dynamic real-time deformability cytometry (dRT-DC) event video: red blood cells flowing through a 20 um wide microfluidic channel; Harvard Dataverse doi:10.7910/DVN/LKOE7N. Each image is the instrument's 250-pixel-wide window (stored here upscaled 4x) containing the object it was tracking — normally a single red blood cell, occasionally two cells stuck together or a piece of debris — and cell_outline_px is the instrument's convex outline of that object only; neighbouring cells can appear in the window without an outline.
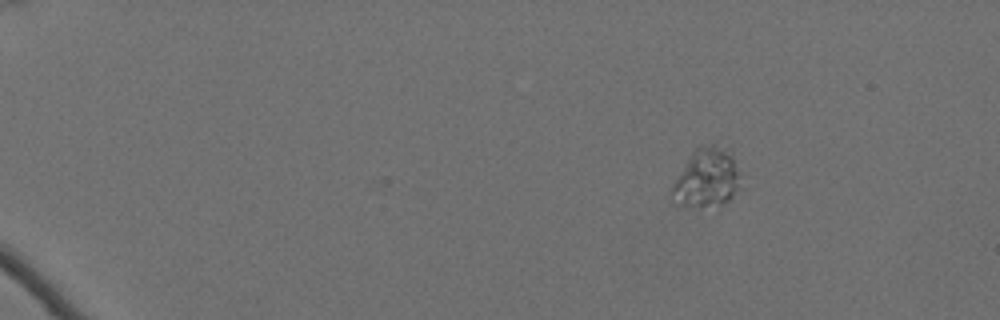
{"species": "Egyptian fruit bat (a non-hibernating species)", "species_latin": "Rousettus aegyptiacus", "temperature_condition": "cold", "stored_images_in_passage": 53, "camera_frame_rate_fps": 3000, "um_per_image_px": 0.085, "animal": {"sex": "female"}, "frame": {"image": 1, "passage_image": 1, "time_ms": 0.0, "image_size_px": [1000, 320], "cell_outline_px": [[740, 172], [736, 188], [732, 196], [724, 204], [676, 204], [672, 192], [672, 184], [692, 152], [696, 148], [712, 144], [732, 144]], "centroid_in_image_um": [60.14, 14.98], "position_along_channel_um": 24.9, "area_um2": 23.35}}
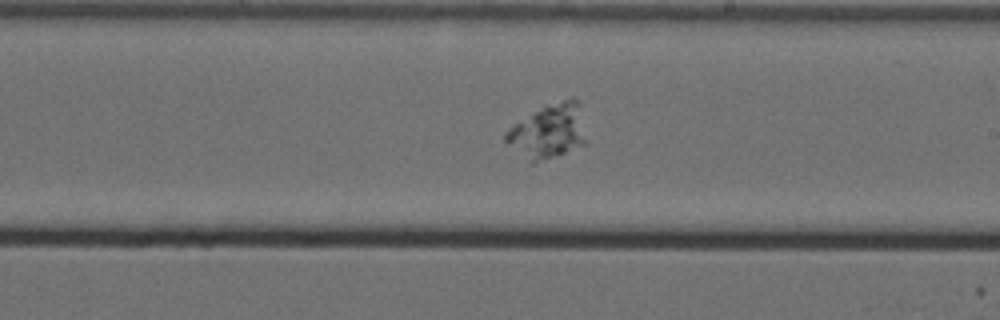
{"frame": {"image": 2, "passage_image": 31, "time_ms": 10.0, "image_size_px": [1000, 320], "cell_outline_px": [[588, 144], [532, 164], [508, 144], [504, 140], [504, 132], [516, 124], [536, 112], [544, 108], [572, 96], [580, 100], [588, 140]], "centroid_in_image_um": [46.71, 11.18], "position_along_channel_um": 242.3, "area_um2": 25.37}}
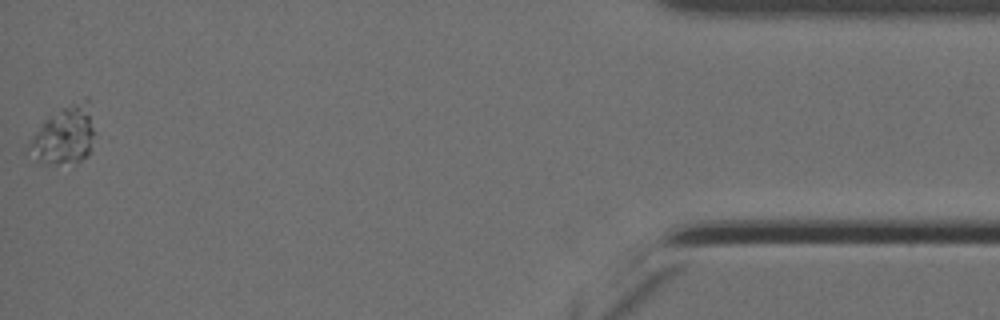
{"frame": {"image": 3, "passage_image": 53, "time_ms": 17.333, "image_size_px": [1000, 320], "cell_outline_px": [[92, 136], [88, 156], [76, 164], [44, 164], [36, 160], [24, 152], [24, 148], [28, 140], [40, 124], [48, 116], [84, 96], [88, 96], [92, 128]], "centroid_in_image_um": [5.37, 11.53], "position_along_channel_um": 429.8, "area_um2": 22.77}}